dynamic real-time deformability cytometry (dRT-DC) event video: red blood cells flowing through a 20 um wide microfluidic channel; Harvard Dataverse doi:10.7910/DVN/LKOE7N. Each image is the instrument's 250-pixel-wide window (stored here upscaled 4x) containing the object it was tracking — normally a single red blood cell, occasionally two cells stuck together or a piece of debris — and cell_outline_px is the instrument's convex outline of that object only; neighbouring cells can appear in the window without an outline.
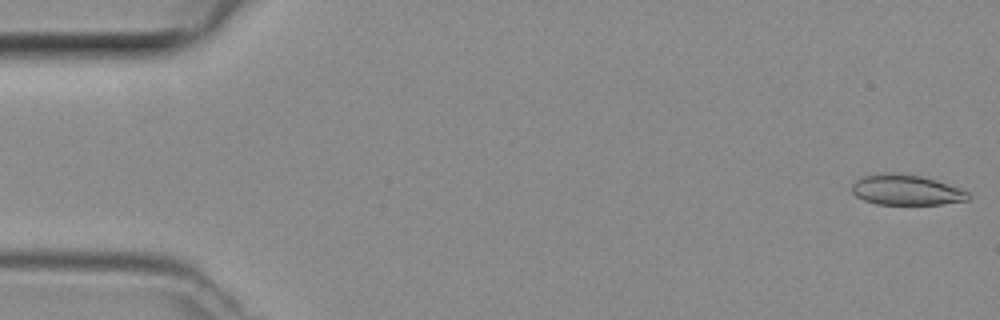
{"species": "common noctule bat (a hibernating species)", "species_latin": "Nyctalus noctula", "temperature_condition": "room temperature", "stored_images_in_passage": 12, "camera_frame_rate_fps": 3000, "um_per_image_px": 0.085, "animal": {"sex": "female", "body_mass_g": 29.2, "forearm_length_mm": 56.3}, "frame": {"image": 1, "passage_image": 1, "time_ms": 0.0, "image_size_px": [1000, 320], "cell_outline_px": [[972, 196], [968, 200], [940, 204], [876, 204], [864, 200], [856, 196], [852, 192], [852, 184], [856, 180], [864, 176], [888, 172], [892, 172], [920, 176], [936, 180], [964, 188]], "centroid_in_image_um": [77.07, 16.14], "position_along_channel_um": 7.9, "area_um2": 20.69}}
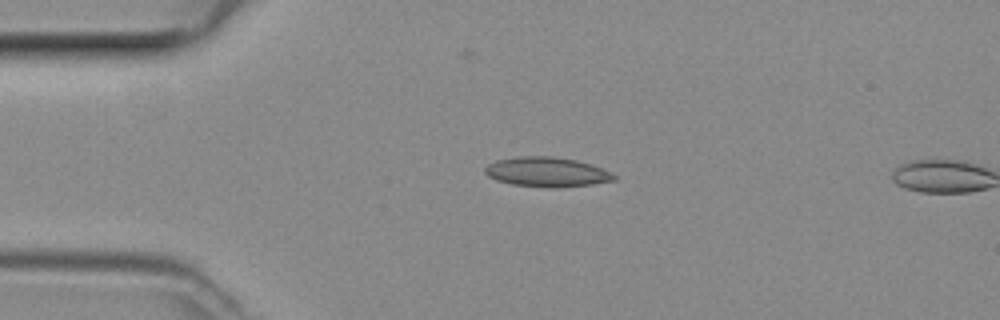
{"frame": {"image": 2, "passage_image": 11, "time_ms": 3.333, "image_size_px": [1000, 320], "cell_outline_px": [[616, 180], [592, 184], [556, 188], [552, 188], [512, 184], [496, 180], [488, 176], [484, 172], [484, 168], [488, 164], [496, 160], [516, 156], [552, 156], [576, 160], [592, 164], [616, 176]], "centroid_in_image_um": [46.45, 14.61], "position_along_channel_um": 38.6, "area_um2": 22.31}}